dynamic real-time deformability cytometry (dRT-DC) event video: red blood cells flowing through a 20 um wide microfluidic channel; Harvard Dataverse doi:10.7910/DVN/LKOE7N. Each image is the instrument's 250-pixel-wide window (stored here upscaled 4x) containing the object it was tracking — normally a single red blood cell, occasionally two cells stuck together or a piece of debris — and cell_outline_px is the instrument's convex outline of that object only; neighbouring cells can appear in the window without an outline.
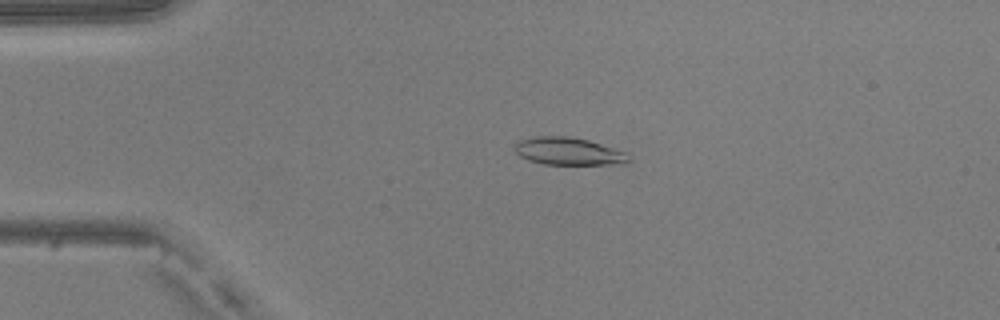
{"species": "common noctule bat (a hibernating species)", "species_latin": "Nyctalus noctula", "temperature_condition": "warm", "stored_images_in_passage": 50, "camera_frame_rate_fps": 3000, "um_per_image_px": 0.085, "animal": {"sex": "male", "body_mass_g": 20.5, "forearm_length_mm": 52.5}, "frame": {"image": 1, "passage_image": 12, "time_ms": 3.667, "image_size_px": [1000, 320], "cell_outline_px": [[628, 164], [544, 164], [528, 160], [520, 156], [512, 148], [520, 140], [536, 136], [568, 136], [588, 140], [624, 152], [628, 160]], "centroid_in_image_um": [48.26, 12.86], "position_along_channel_um": 36.7, "area_um2": 18.03}}
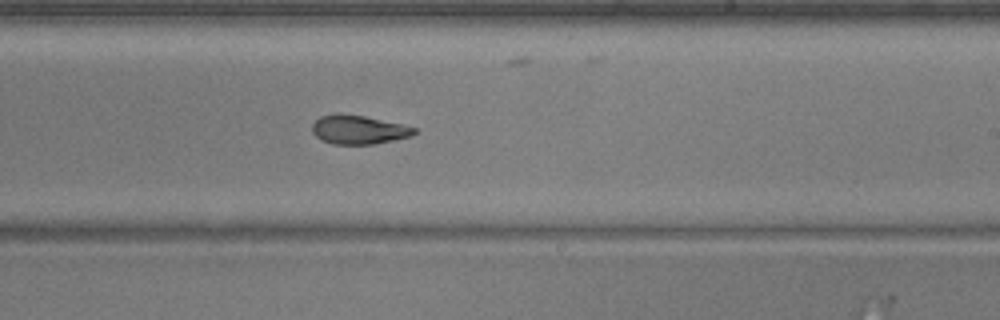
{"frame": {"image": 2, "passage_image": 31, "time_ms": 10.0, "image_size_px": [1000, 320], "cell_outline_px": [[416, 132], [412, 136], [372, 144], [332, 144], [320, 140], [312, 132], [312, 124], [320, 116], [336, 112], [340, 112], [364, 116], [400, 124], [416, 128]], "centroid_in_image_um": [30.41, 11.01], "position_along_channel_um": 258.6, "area_um2": 17.22}}
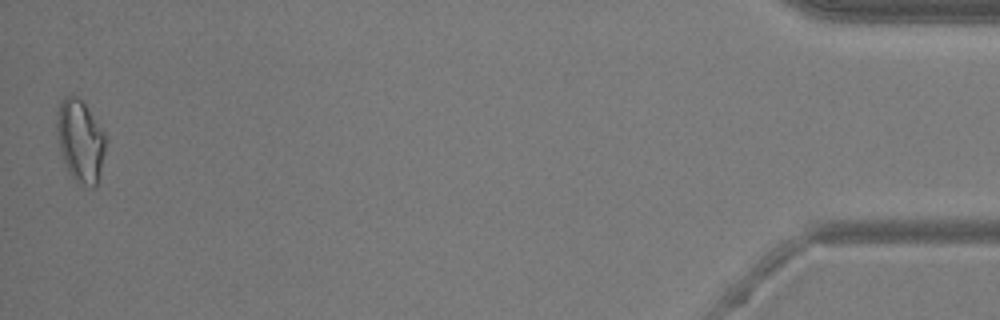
{"frame": {"image": 3, "passage_image": 50, "time_ms": 16.333, "image_size_px": [1000, 320], "cell_outline_px": [[108, 140], [96, 184], [92, 188], [88, 188], [76, 180], [68, 172], [60, 152], [56, 136], [56, 112], [64, 96], [76, 96], [84, 104], [104, 132]], "centroid_in_image_um": [6.81, 11.98], "position_along_channel_um": 428.4, "area_um2": 23.41}, "authors_computed_cell_mechanics": {"area_um2": 18.5538, "velocity_mm_per_s": 4.0997, "shape_relaxation_time_tau1_ms": 7.5015, "shape_relaxation_time_tau2_ms": 2.5671, "deformation_change_tau1": 0.1863, "deformation_change_tau2": 0.1017}}